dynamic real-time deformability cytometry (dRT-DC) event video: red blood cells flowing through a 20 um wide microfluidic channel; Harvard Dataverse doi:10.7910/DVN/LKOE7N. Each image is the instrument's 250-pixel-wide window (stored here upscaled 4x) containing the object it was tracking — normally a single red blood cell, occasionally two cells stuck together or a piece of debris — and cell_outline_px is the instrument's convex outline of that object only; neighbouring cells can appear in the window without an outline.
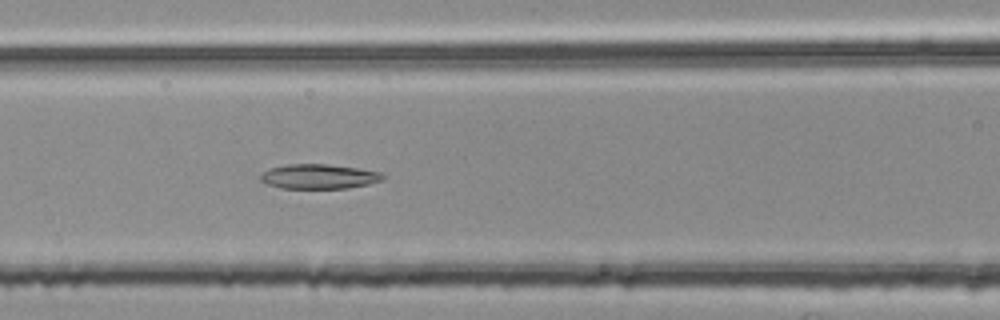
{"species": "common noctule bat (a hibernating species)", "species_latin": "Nyctalus noctula", "temperature_condition": "room temperature", "stored_images_in_passage": 42, "camera_frame_rate_fps": 3000, "um_per_image_px": 0.085, "animal": {"sex": "female", "body_mass_g": 25.1}, "frame": {"image": 1, "passage_image": 12, "time_ms": 3.667, "image_size_px": [1000, 320], "cell_outline_px": [[388, 176], [384, 180], [368, 184], [348, 188], [280, 188], [268, 184], [260, 180], [260, 176], [268, 168], [288, 164], [324, 164], [356, 168], [380, 172]], "centroid_in_image_um": [27.13, 15.0], "position_along_channel_um": 139.5, "area_um2": 17.57}}
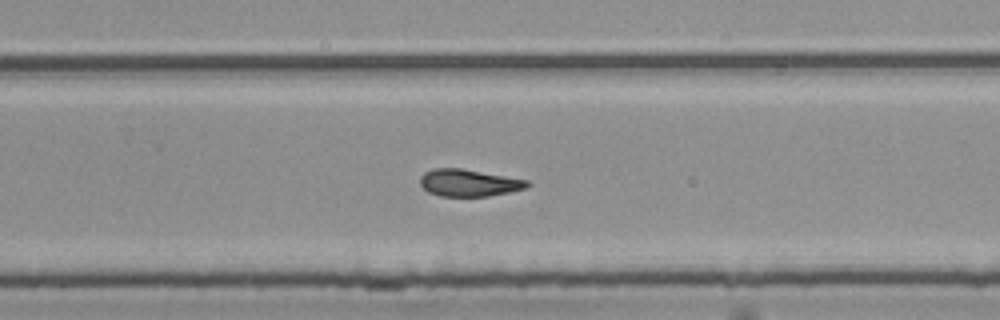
{"frame": {"image": 2, "passage_image": 24, "time_ms": 7.667, "image_size_px": [1000, 320], "cell_outline_px": [[532, 184], [524, 188], [508, 192], [488, 196], [440, 196], [428, 192], [420, 184], [420, 176], [424, 172], [432, 168], [460, 168], [528, 180]], "centroid_in_image_um": [39.82, 15.53], "position_along_channel_um": 290.0, "area_um2": 16.82}}
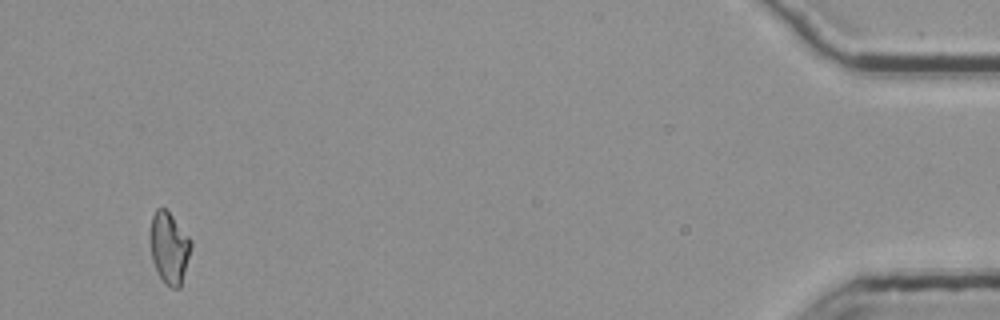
{"frame": {"image": 3, "passage_image": 41, "time_ms": 13.333, "image_size_px": [1000, 320], "cell_outline_px": [[192, 248], [180, 288], [172, 288], [164, 284], [152, 260], [148, 236], [152, 216], [156, 208], [164, 208], [172, 216], [192, 240]], "centroid_in_image_um": [14.37, 21.06], "position_along_channel_um": 420.8, "area_um2": 17.28}, "authors_computed_cell_mechanics": {"area_um2": 17.4556, "velocity_mm_per_s": 3.7746, "shape_relaxation_time_tau1_ms": null, "shape_relaxation_time_tau2_ms": 4.5856, "deformation_change_tau1": null, "deformation_change_tau2": 0.1267}}